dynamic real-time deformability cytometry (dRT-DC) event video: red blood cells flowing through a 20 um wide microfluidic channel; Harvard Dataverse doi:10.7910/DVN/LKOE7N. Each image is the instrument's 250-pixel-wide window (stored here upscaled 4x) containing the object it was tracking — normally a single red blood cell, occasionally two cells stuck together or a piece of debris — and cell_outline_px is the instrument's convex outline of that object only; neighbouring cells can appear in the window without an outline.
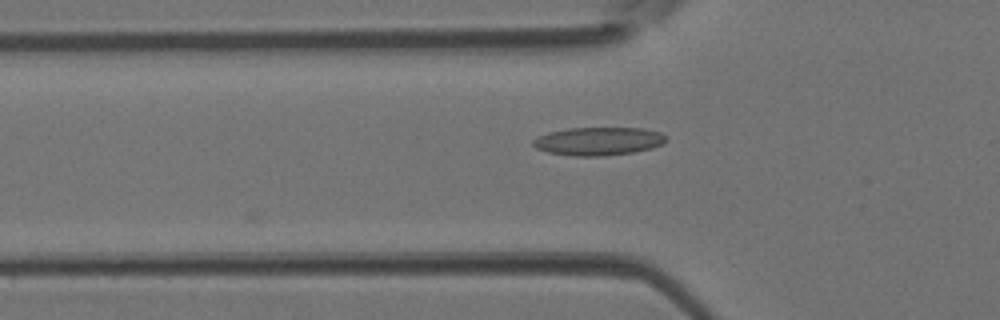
{"species": "Egyptian fruit bat (a non-hibernating species)", "species_latin": "Rousettus aegyptiacus", "temperature_condition": "room temperature", "stored_images_in_passage": 3, "camera_frame_rate_fps": 3000, "um_per_image_px": 0.085, "animal": {"sex": "female"}, "frame": {"image": 1, "passage_image": 3, "time_ms": 0.667, "image_size_px": [1000, 320], "cell_outline_px": [[668, 140], [664, 144], [652, 148], [632, 152], [604, 156], [572, 156], [548, 152], [536, 148], [532, 144], [532, 140], [548, 132], [568, 128], [644, 128], [660, 132]], "centroid_in_image_um": [50.88, 12.0], "position_along_channel_um": 74.9, "area_um2": 21.91}}